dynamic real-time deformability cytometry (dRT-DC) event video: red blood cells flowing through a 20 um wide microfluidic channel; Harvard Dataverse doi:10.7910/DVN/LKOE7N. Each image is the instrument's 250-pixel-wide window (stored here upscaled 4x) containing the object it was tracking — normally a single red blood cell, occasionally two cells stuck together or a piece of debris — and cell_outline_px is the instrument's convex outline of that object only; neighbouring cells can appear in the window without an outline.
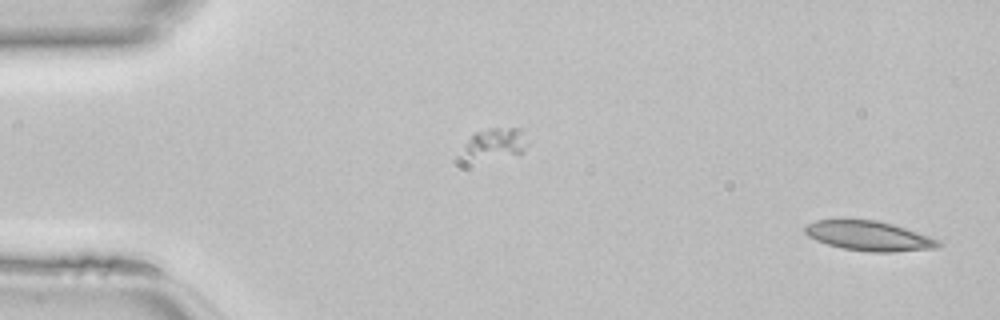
{"species": "common noctule bat (a hibernating species)", "species_latin": "Nyctalus noctula", "temperature_condition": "room temperature", "stored_images_in_passage": 45, "camera_frame_rate_fps": 3000, "um_per_image_px": 0.085, "animal": {"sex": "female", "body_mass_g": 22.7, "forearm_length_mm": 54.2}, "frame": {"image": 1, "passage_image": 1, "time_ms": 0.0, "image_size_px": [1000, 320], "cell_outline_px": [[944, 244], [940, 248], [896, 252], [872, 252], [840, 248], [816, 240], [808, 236], [804, 232], [804, 228], [808, 224], [816, 220], [876, 220], [892, 224], [940, 240]], "centroid_in_image_um": [73.9, 20.07], "position_along_channel_um": 11.1, "area_um2": 23.06}}
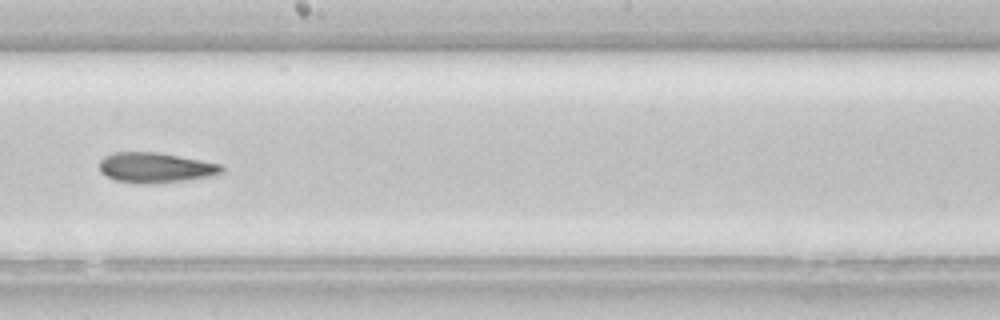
{"frame": {"image": 2, "passage_image": 25, "time_ms": 8.0, "image_size_px": [1000, 320], "cell_outline_px": [[224, 172], [212, 176], [184, 180], [144, 184], [116, 180], [100, 172], [100, 160], [104, 156], [112, 152], [156, 152], [180, 156], [220, 164], [224, 168]], "centroid_in_image_um": [13.21, 14.24], "position_along_channel_um": 235.0, "area_um2": 21.33}}
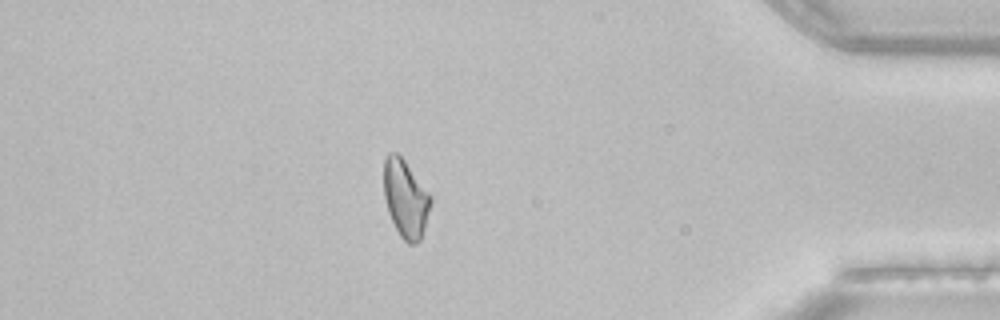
{"frame": {"image": 3, "passage_image": 39, "time_ms": 12.667, "image_size_px": [1000, 320], "cell_outline_px": [[432, 204], [420, 240], [416, 244], [408, 244], [400, 236], [388, 212], [384, 196], [384, 160], [388, 152], [396, 152], [404, 160], [432, 196]], "centroid_in_image_um": [34.48, 16.88], "position_along_channel_um": 400.7, "area_um2": 21.21}}